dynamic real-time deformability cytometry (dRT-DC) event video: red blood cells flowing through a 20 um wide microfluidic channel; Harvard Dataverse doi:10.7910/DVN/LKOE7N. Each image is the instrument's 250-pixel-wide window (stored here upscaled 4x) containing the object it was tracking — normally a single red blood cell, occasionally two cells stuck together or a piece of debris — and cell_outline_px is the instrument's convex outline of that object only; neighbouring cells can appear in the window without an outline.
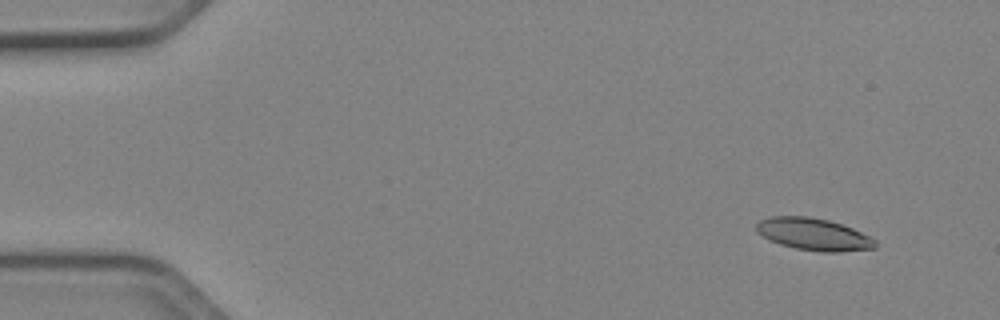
{"species": "Egyptian fruit bat (a non-hibernating species)", "species_latin": "Rousettus aegyptiacus", "temperature_condition": "cold", "stored_images_in_passage": 52, "camera_frame_rate_fps": 3000, "um_per_image_px": 0.085, "animal": {"sex": "female"}, "frame": {"image": 1, "passage_image": 5, "time_ms": 1.333, "image_size_px": [1000, 320], "cell_outline_px": [[876, 248], [840, 252], [820, 252], [796, 248], [780, 244], [756, 232], [756, 224], [760, 220], [772, 216], [808, 216], [828, 220], [852, 228], [876, 240]], "centroid_in_image_um": [69.16, 19.91], "position_along_channel_um": 15.8, "area_um2": 22.08}}
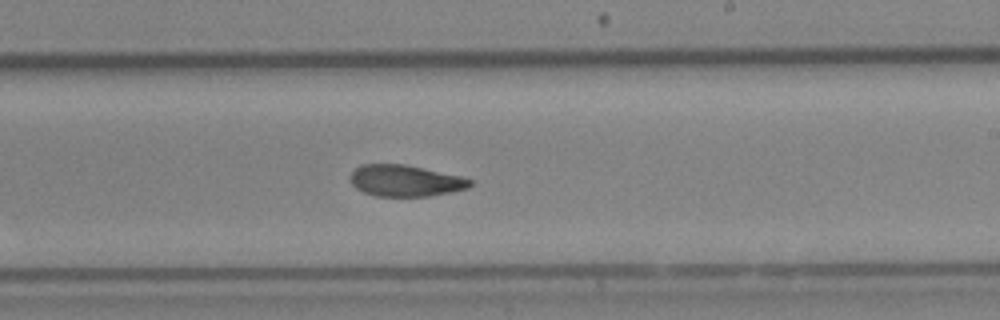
{"frame": {"image": 2, "passage_image": 32, "time_ms": 10.333, "image_size_px": [1000, 320], "cell_outline_px": [[472, 184], [468, 188], [428, 196], [376, 196], [364, 192], [356, 188], [348, 180], [348, 176], [360, 164], [404, 164], [460, 176], [472, 180]], "centroid_in_image_um": [34.39, 15.35], "position_along_channel_um": 254.6, "area_um2": 21.85}}
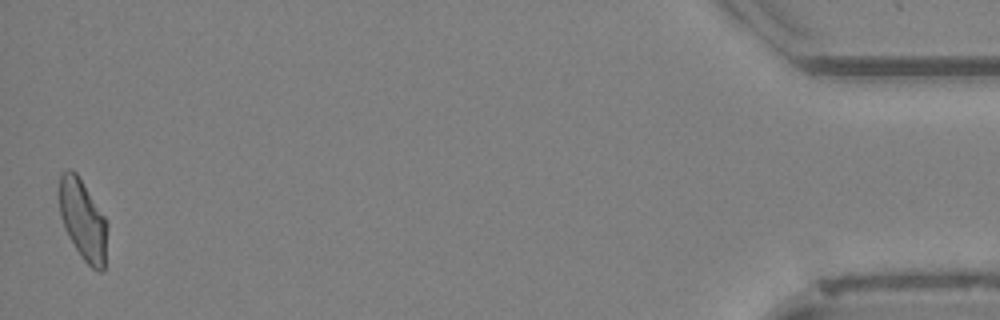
{"frame": {"image": 3, "passage_image": 52, "time_ms": 17.0, "image_size_px": [1000, 320], "cell_outline_px": [[108, 224], [104, 268], [100, 272], [96, 272], [80, 256], [68, 236], [64, 228], [60, 216], [60, 176], [68, 168], [72, 168], [76, 172], [104, 216]], "centroid_in_image_um": [7.06, 18.73], "position_along_channel_um": 428.1, "area_um2": 22.43}, "authors_computed_cell_mechanics": {"area_um2": 22.8021, "velocity_mm_per_s": 3.9508, "shape_relaxation_time_tau1_ms": 8.2497, "shape_relaxation_time_tau2_ms": 4.1505, "deformation_change_tau1": 0.1926, "deformation_change_tau2": 0.0996}}